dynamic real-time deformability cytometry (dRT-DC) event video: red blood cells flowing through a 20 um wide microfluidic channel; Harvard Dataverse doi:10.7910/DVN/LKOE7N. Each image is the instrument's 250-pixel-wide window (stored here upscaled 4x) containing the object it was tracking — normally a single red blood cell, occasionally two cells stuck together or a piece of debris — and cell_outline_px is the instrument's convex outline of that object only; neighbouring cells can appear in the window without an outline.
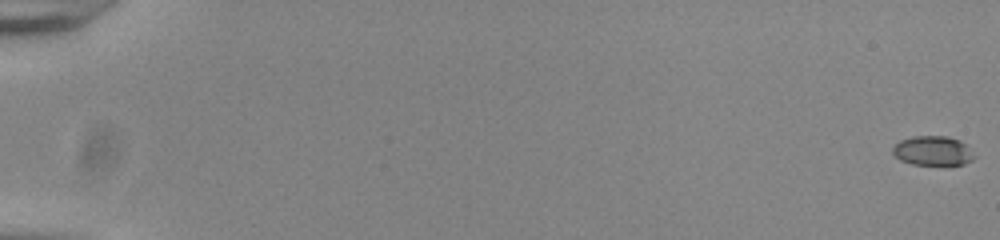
{"species": "common noctule bat (a hibernating species)", "species_latin": "Nyctalus noctula", "temperature_condition": "room temperature", "stored_images_in_passage": 9, "camera_frame_rate_fps": 3000, "um_per_image_px": 0.085, "animal": {"sex": "male", "body_mass_g": 20.0, "forearm_length_mm": 53.3}, "frame": {"image": 1, "passage_image": 1, "time_ms": 0.0, "image_size_px": [1000, 240], "cell_outline_px": [[976, 156], [972, 160], [964, 164], [912, 164], [900, 160], [892, 152], [892, 148], [900, 140], [912, 136], [948, 136], [960, 140]], "centroid_in_image_um": [79.28, 12.8], "position_along_channel_um": 5.7, "area_um2": 13.87}}